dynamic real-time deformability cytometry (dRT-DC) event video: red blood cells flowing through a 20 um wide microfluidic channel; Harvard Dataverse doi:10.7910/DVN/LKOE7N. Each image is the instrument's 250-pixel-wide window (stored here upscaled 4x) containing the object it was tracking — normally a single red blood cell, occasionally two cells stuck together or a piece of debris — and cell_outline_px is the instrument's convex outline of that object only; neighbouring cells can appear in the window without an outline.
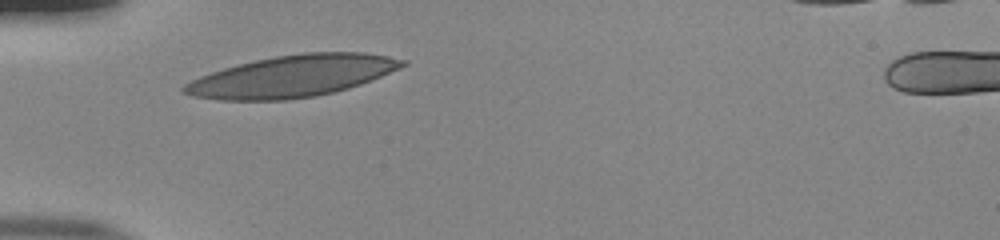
{"species": "human", "species_latin": "Homo sapiens", "temperature_condition": "room temperature", "stored_images_in_passage": 28, "camera_frame_rate_fps": 3000, "um_per_image_px": 0.085, "donor": {"sex": "male"}, "frame": {"image": 1, "passage_image": 1, "time_ms": 0.0, "image_size_px": [1000, 240], "cell_outline_px": [[408, 64], [400, 68], [360, 84], [348, 88], [316, 96], [284, 100], [220, 100], [192, 96], [180, 92], [180, 88], [184, 84], [200, 76], [224, 68], [256, 60], [276, 56], [304, 52], [364, 52], [388, 56], [408, 60]], "centroid_in_image_um": [24.83, 6.47], "position_along_channel_um": 60.2, "area_um2": 52.77}}
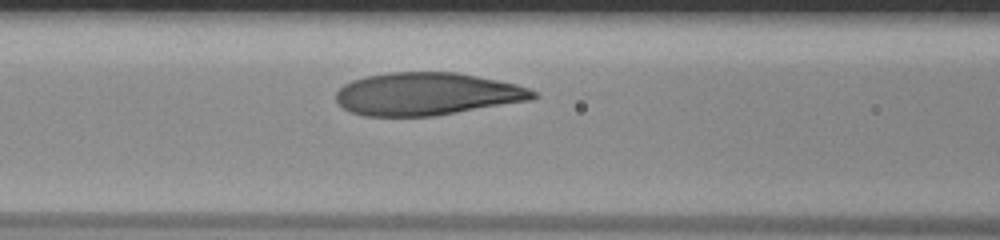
{"frame": {"image": 2, "passage_image": 7, "time_ms": 2.0, "image_size_px": [1000, 240], "cell_outline_px": [[536, 96], [532, 100], [436, 116], [364, 116], [352, 112], [344, 108], [336, 100], [336, 92], [344, 84], [352, 80], [368, 76], [388, 72], [456, 72], [516, 84], [528, 88], [536, 92]], "centroid_in_image_um": [36.29, 7.99], "position_along_channel_um": 130.3, "area_um2": 48.96}}
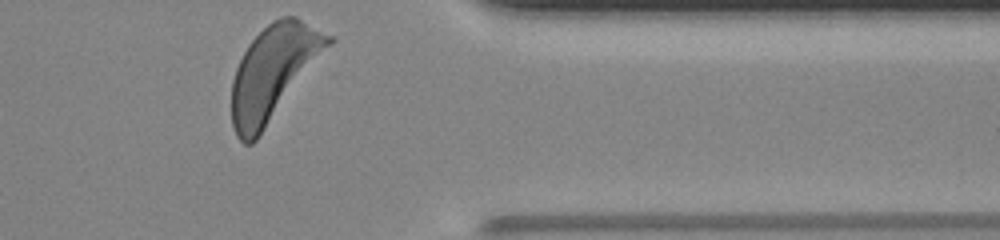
{"frame": {"image": 3, "passage_image": 28, "time_ms": 9.0, "image_size_px": [1000, 240], "cell_outline_px": [[336, 40], [256, 140], [252, 144], [244, 144], [236, 136], [232, 124], [232, 80], [236, 68], [248, 44], [272, 20], [280, 16], [296, 16], [336, 36]], "centroid_in_image_um": [23.29, 6.13], "position_along_channel_um": 388.1, "area_um2": 53.35}, "authors_computed_cell_mechanics": {"area_um2": 49.1878, "velocity_mm_per_s": 3.8406, "shape_relaxation_time_tau1_ms": 3.0907, "shape_relaxation_time_tau2_ms": null, "deformation_change_tau1": 0.1862, "deformation_change_tau2": null}}